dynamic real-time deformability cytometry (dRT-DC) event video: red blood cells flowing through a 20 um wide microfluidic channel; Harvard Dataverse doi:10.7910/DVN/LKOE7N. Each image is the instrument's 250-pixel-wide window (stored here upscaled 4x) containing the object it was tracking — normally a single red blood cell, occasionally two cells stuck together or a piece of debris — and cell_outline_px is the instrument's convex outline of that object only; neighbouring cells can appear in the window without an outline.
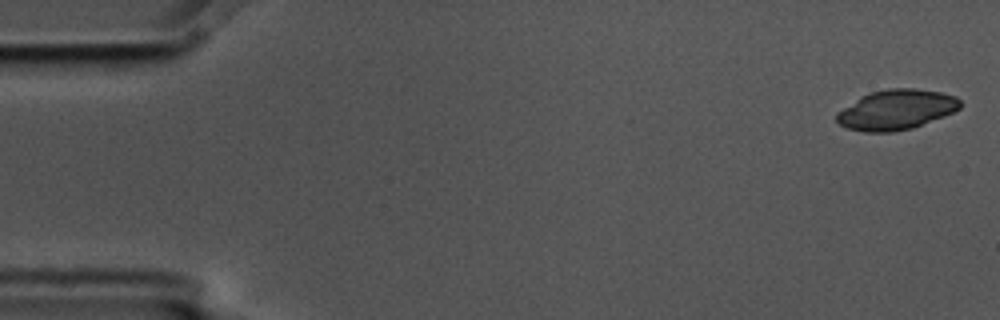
{"species": "common noctule bat (a hibernating species)", "species_latin": "Nyctalus noctula", "temperature_condition": "cold", "stored_images_in_passage": 5, "camera_frame_rate_fps": 3000, "um_per_image_px": 0.085, "animal": {"sex": "male", "body_mass_g": 17.5, "forearm_length_mm": 52.3}, "frame": {"image": 1, "passage_image": 1, "time_ms": 0.0, "image_size_px": [1000, 320], "cell_outline_px": [[960, 108], [944, 116], [912, 128], [892, 132], [864, 132], [848, 128], [840, 124], [836, 120], [836, 112], [860, 96], [868, 92], [888, 88], [912, 88], [940, 92], [956, 96], [960, 100]], "centroid_in_image_um": [76.15, 9.32], "position_along_channel_um": 8.9, "area_um2": 28.84}}